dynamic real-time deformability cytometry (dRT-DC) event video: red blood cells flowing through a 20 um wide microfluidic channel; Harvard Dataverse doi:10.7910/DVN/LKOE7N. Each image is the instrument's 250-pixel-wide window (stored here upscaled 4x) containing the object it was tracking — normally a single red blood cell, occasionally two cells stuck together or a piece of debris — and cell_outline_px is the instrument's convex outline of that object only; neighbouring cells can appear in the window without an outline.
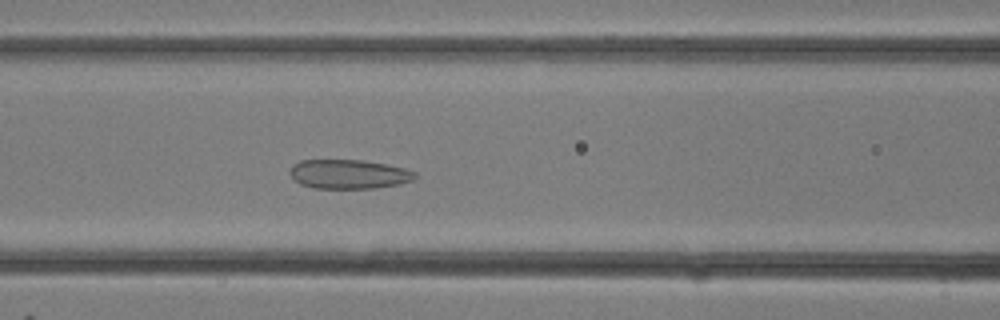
{"species": "common noctule bat (a hibernating species)", "species_latin": "Nyctalus noctula", "temperature_condition": "room temperature", "stored_images_in_passage": 32, "camera_frame_rate_fps": 3000, "um_per_image_px": 0.085, "animal": {"sex": "female"}, "frame": {"image": 1, "passage_image": 14, "time_ms": 4.333, "image_size_px": [1000, 320], "cell_outline_px": [[416, 176], [412, 180], [400, 184], [376, 188], [312, 188], [300, 184], [288, 172], [292, 164], [300, 160], [364, 160], [404, 168], [416, 172]], "centroid_in_image_um": [29.62, 14.8], "position_along_channel_um": 137.0, "area_um2": 21.33}}
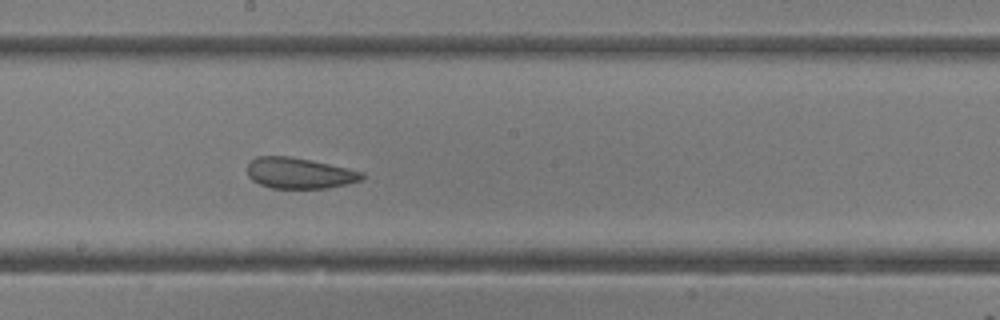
{"frame": {"image": 2, "passage_image": 18, "time_ms": 5.667, "image_size_px": [1000, 320], "cell_outline_px": [[364, 180], [328, 188], [272, 188], [260, 184], [252, 180], [248, 176], [248, 164], [256, 156], [288, 156], [312, 160], [348, 168], [364, 172]], "centroid_in_image_um": [25.47, 14.71], "position_along_channel_um": 222.7, "area_um2": 20.69}}
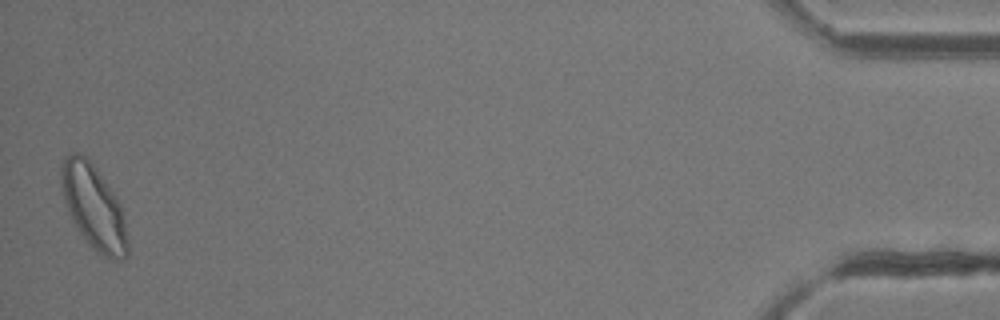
{"frame": {"image": 3, "passage_image": 32, "time_ms": 10.333, "image_size_px": [1000, 320], "cell_outline_px": [[128, 256], [124, 260], [116, 260], [104, 256], [96, 252], [84, 240], [72, 220], [68, 212], [64, 200], [60, 180], [60, 164], [64, 156], [72, 152], [76, 152], [84, 156], [96, 168], [116, 196], [120, 204], [124, 220], [128, 244]], "centroid_in_image_um": [7.94, 17.61], "position_along_channel_um": 427.3, "area_um2": 32.71}}